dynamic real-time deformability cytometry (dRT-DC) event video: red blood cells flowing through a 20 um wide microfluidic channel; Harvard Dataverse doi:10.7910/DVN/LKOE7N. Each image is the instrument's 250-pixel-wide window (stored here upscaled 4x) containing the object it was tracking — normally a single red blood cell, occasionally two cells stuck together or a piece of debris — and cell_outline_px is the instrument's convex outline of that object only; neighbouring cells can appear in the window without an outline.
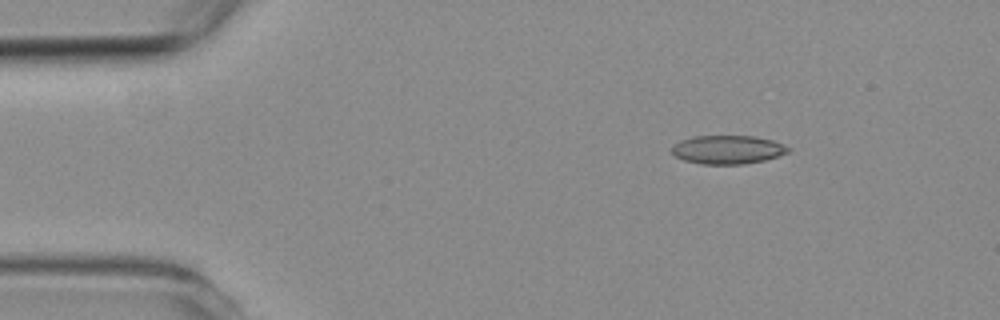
{"species": "common noctule bat (a hibernating species)", "species_latin": "Nyctalus noctula", "temperature_condition": "room temperature", "stored_images_in_passage": 6, "camera_frame_rate_fps": 3000, "um_per_image_px": 0.085, "animal": {"sex": "female", "body_mass_g": 19.3, "forearm_length_mm": 54.1}, "frame": {"image": 1, "passage_image": 6, "time_ms": 6.0, "image_size_px": [1000, 320], "cell_outline_px": [[792, 148], [788, 152], [764, 160], [744, 164], [700, 164], [684, 160], [676, 156], [672, 152], [672, 148], [680, 140], [696, 136], [752, 136], [772, 140]], "centroid_in_image_um": [61.86, 12.72], "position_along_channel_um": 23.1, "area_um2": 19.19}}